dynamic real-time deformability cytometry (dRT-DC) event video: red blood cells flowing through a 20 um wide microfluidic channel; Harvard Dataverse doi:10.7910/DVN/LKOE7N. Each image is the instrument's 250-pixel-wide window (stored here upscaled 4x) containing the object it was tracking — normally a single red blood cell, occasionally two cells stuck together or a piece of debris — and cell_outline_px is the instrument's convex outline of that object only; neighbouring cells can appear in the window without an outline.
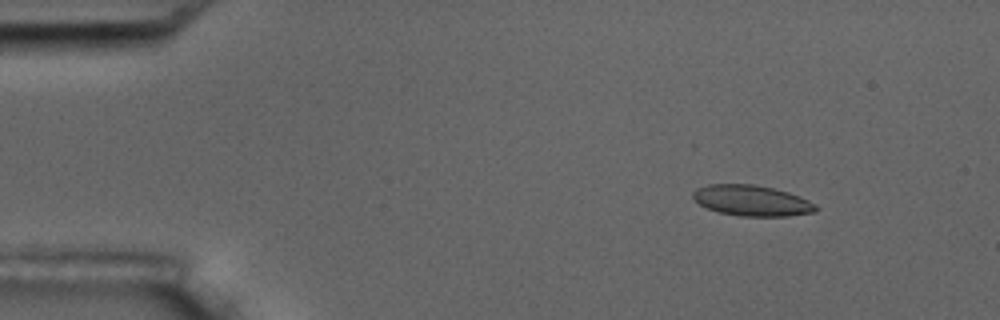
{"species": "common noctule bat (a hibernating species)", "species_latin": "Nyctalus noctula", "temperature_condition": "room temperature", "stored_images_in_passage": 3, "camera_frame_rate_fps": 3000, "um_per_image_px": 0.085, "animal": {"sex": "male", "body_mass_g": 17.5, "forearm_length_mm": 52.3}, "frame": {"image": 1, "passage_image": 1, "time_ms": 0.0, "image_size_px": [1000, 320], "cell_outline_px": [[816, 212], [788, 216], [740, 216], [720, 212], [708, 208], [700, 204], [692, 196], [692, 192], [696, 188], [708, 184], [752, 184], [772, 188], [788, 192], [800, 196], [816, 204]], "centroid_in_image_um": [63.91, 17.04], "position_along_channel_um": 21.1, "area_um2": 21.91}}
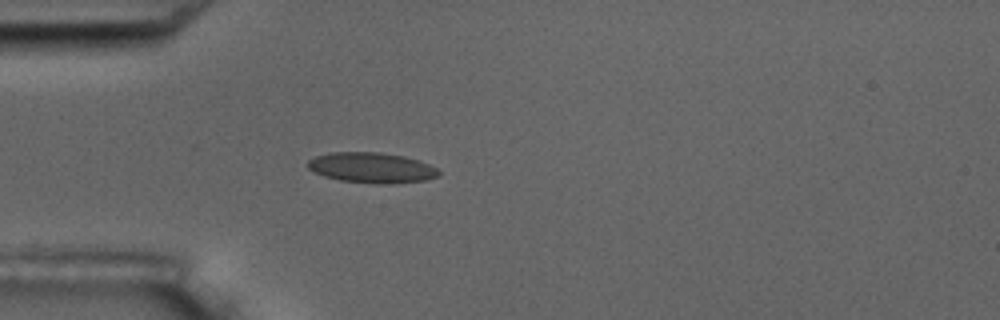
{"frame": {"image": 2, "passage_image": 3, "time_ms": 3.0, "image_size_px": [1000, 320], "cell_outline_px": [[440, 172], [436, 176], [424, 180], [396, 184], [376, 184], [340, 180], [324, 176], [308, 168], [308, 160], [316, 156], [328, 152], [380, 152], [404, 156], [428, 164], [436, 168]], "centroid_in_image_um": [31.57, 14.26], "position_along_channel_um": 53.4, "area_um2": 23.12}}